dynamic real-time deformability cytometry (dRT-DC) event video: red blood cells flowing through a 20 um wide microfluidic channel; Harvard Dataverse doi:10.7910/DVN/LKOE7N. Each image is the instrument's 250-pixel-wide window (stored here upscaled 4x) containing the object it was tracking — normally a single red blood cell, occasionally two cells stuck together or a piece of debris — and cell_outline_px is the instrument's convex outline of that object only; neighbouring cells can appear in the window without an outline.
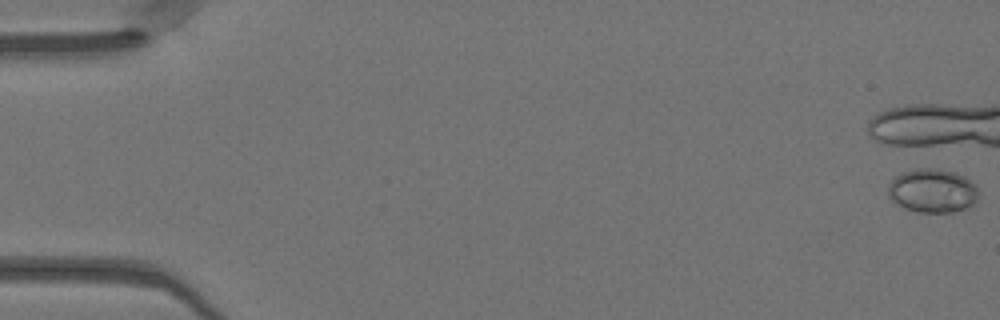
{"species": "Egyptian fruit bat (a non-hibernating species)", "species_latin": "Rousettus aegyptiacus", "temperature_condition": "warm", "stored_images_in_passage": 5, "camera_frame_rate_fps": 3000, "um_per_image_px": 0.085, "animal": {"sex": "female"}, "frame": {"image": 1, "passage_image": 1, "time_ms": 0.0, "image_size_px": [1000, 320], "cell_outline_px": [[976, 200], [972, 204], [964, 208], [952, 212], [916, 212], [904, 208], [896, 204], [888, 196], [888, 184], [896, 176], [904, 172], [916, 168], [932, 168], [956, 172], [964, 176], [976, 188]], "centroid_in_image_um": [79.2, 16.21], "position_along_channel_um": 5.8, "area_um2": 22.83}}